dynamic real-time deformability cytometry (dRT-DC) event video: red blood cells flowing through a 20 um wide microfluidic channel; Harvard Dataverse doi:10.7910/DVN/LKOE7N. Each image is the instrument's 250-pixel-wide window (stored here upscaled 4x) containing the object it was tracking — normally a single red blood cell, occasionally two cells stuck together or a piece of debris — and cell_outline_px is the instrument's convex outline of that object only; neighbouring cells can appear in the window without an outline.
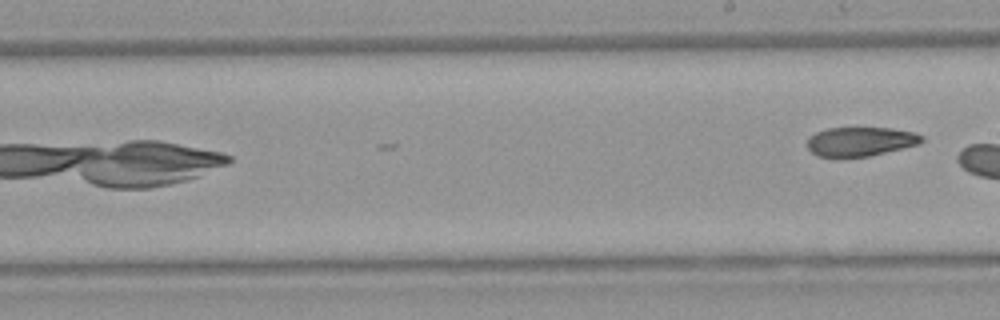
{"species": "Egyptian fruit bat (a non-hibernating species)", "species_latin": "Rousettus aegyptiacus", "temperature_condition": "warm", "stored_images_in_passage": 26, "camera_frame_rate_fps": 3000, "um_per_image_px": 0.085, "animal": {"sex": "female"}, "frame": {"image": 1, "passage_image": 26, "time_ms": 8.333, "image_size_px": [1000, 320], "cell_outline_px": [[924, 140], [920, 144], [904, 148], [868, 156], [816, 156], [808, 148], [808, 136], [816, 132], [828, 128], [892, 128], [912, 132], [924, 136]], "centroid_in_image_um": [73.16, 12.02], "position_along_channel_um": 215.8, "area_um2": 19.31}}